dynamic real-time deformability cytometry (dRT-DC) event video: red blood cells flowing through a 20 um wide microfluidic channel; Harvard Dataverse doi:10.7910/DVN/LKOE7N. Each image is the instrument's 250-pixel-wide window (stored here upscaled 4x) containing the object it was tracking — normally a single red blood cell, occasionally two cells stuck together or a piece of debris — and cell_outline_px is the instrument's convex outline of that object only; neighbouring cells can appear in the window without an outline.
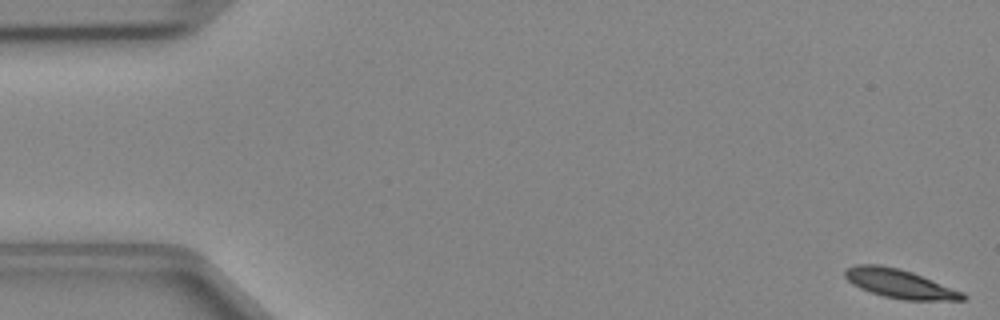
{"species": "Egyptian fruit bat (a non-hibernating species)", "species_latin": "Rousettus aegyptiacus", "temperature_condition": "cold", "stored_images_in_passage": 49, "camera_frame_rate_fps": 3000, "um_per_image_px": 0.085, "animal": {"sex": "female"}, "frame": {"image": 1, "passage_image": 1, "time_ms": 0.0, "image_size_px": [1000, 320], "cell_outline_px": [[968, 296], [964, 300], [904, 300], [884, 296], [860, 288], [852, 284], [844, 276], [844, 272], [848, 268], [856, 264], [880, 264], [912, 272], [964, 292]], "centroid_in_image_um": [76.49, 24.11], "position_along_channel_um": 8.5, "area_um2": 19.71}}
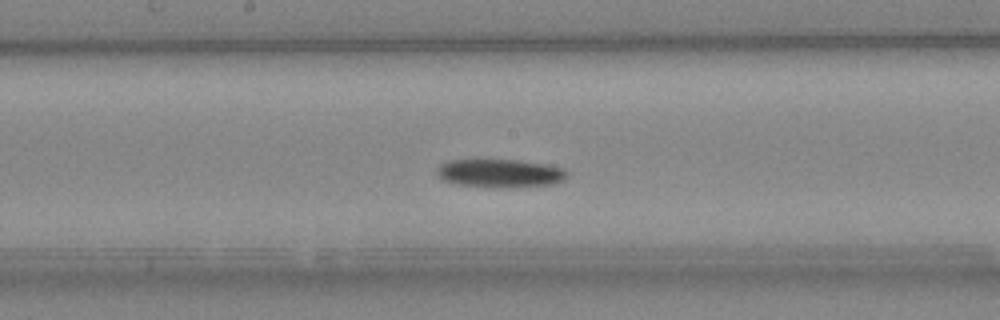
{"frame": {"image": 2, "passage_image": 25, "time_ms": 8.0, "image_size_px": [1000, 320], "cell_outline_px": [[568, 176], [564, 180], [556, 184], [508, 188], [500, 188], [456, 184], [440, 180], [436, 176], [436, 172], [440, 164], [448, 160], [516, 160], [544, 164], [564, 168], [568, 172]], "centroid_in_image_um": [42.5, 14.74], "position_along_channel_um": 205.7, "area_um2": 21.85}}
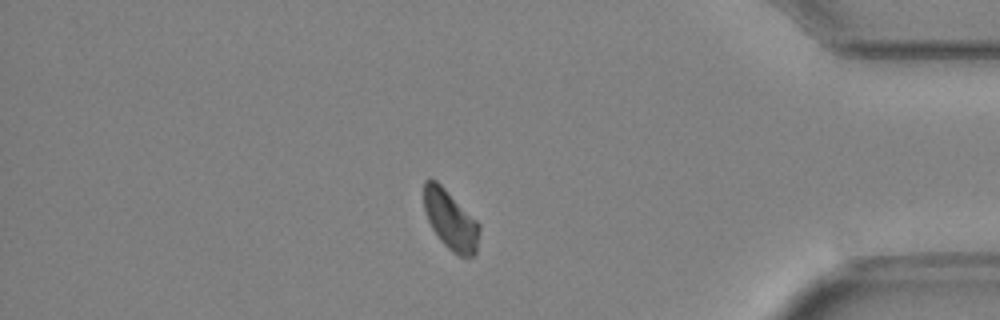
{"frame": {"image": 3, "passage_image": 41, "time_ms": 13.333, "image_size_px": [1000, 320], "cell_outline_px": [[480, 232], [476, 252], [472, 256], [460, 256], [452, 252], [440, 240], [432, 228], [428, 220], [424, 208], [424, 180], [436, 180], [480, 224]], "centroid_in_image_um": [38.3, 18.72], "position_along_channel_um": 396.9, "area_um2": 18.9}}